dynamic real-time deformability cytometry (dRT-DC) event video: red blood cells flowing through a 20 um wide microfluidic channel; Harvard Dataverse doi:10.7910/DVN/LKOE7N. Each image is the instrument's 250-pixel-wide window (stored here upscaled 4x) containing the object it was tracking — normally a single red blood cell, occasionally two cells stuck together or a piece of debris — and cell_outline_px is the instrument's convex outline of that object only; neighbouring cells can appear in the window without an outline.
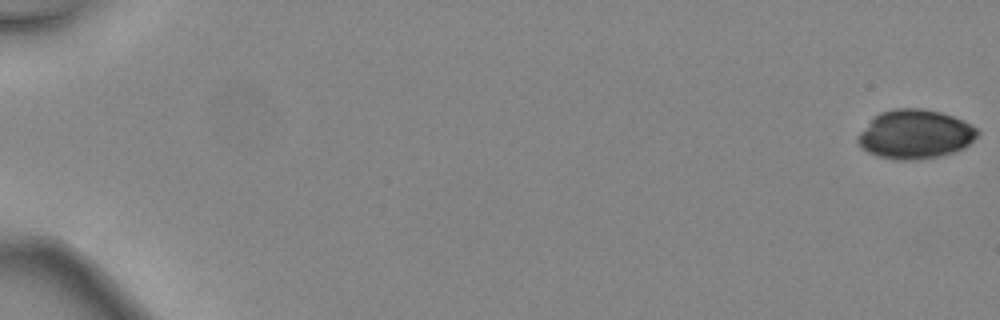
{"species": "common noctule bat (a hibernating species)", "species_latin": "Nyctalus noctula", "temperature_condition": "warm", "stored_images_in_passage": 47, "camera_frame_rate_fps": 3000, "um_per_image_px": 0.085, "animal": {"sex": "female", "body_mass_g": 24.6, "forearm_length_mm": 56.2}, "frame": {"image": 1, "passage_image": 1, "time_ms": 0.0, "image_size_px": [1000, 320], "cell_outline_px": [[980, 132], [964, 148], [940, 156], [916, 160], [896, 160], [876, 156], [860, 148], [856, 140], [856, 136], [880, 112], [896, 108], [920, 108], [940, 112], [964, 120], [972, 124]], "centroid_in_image_um": [77.77, 11.42], "position_along_channel_um": 7.2, "area_um2": 34.22}}